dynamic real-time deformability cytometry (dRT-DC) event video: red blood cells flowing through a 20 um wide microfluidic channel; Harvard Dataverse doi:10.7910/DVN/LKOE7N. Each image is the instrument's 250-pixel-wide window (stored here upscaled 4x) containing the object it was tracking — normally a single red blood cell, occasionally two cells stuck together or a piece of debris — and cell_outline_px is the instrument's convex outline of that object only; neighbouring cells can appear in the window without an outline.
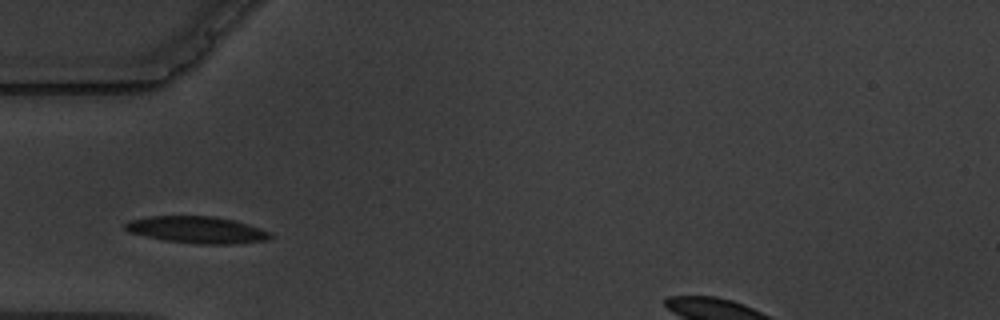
{"species": "common noctule bat (a hibernating species)", "species_latin": "Nyctalus noctula", "temperature_condition": "warm", "stored_images_in_passage": 1, "camera_frame_rate_fps": 3000, "um_per_image_px": 0.085, "animal": {"sex": "male", "body_mass_g": 19.5, "forearm_length_mm": 54.6}, "frame": {"image": 1, "passage_image": 1, "time_ms": 0.0, "image_size_px": [1000, 320], "cell_outline_px": [[272, 236], [268, 240], [232, 244], [196, 244], [164, 240], [144, 236], [128, 232], [124, 228], [124, 224], [128, 220], [148, 216], [212, 216], [232, 220], [248, 224], [272, 232]], "centroid_in_image_um": [16.72, 19.54], "position_along_channel_um": 68.3, "area_um2": 22.83}}